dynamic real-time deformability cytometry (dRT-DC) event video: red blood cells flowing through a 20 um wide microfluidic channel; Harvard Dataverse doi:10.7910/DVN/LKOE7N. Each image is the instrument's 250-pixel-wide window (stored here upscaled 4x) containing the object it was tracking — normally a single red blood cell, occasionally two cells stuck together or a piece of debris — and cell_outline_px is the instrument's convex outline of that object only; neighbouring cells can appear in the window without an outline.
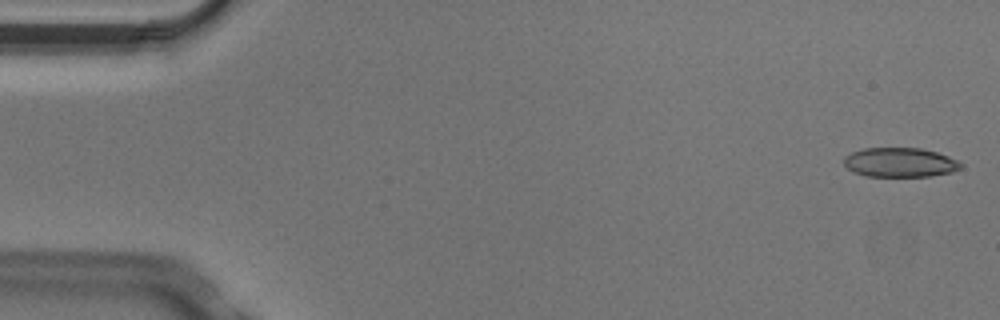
{"species": "Egyptian fruit bat (a non-hibernating species)", "species_latin": "Rousettus aegyptiacus", "temperature_condition": "cold", "stored_images_in_passage": 5, "camera_frame_rate_fps": 3000, "um_per_image_px": 0.085, "animal": {"sex": "male"}, "frame": {"image": 1, "passage_image": 1, "time_ms": 0.0, "image_size_px": [1000, 320], "cell_outline_px": [[964, 164], [960, 168], [952, 172], [932, 176], [868, 176], [856, 172], [848, 168], [844, 164], [844, 156], [852, 152], [864, 148], [920, 148], [936, 152], [948, 156]], "centroid_in_image_um": [76.51, 13.8], "position_along_channel_um": 8.5, "area_um2": 19.88}}